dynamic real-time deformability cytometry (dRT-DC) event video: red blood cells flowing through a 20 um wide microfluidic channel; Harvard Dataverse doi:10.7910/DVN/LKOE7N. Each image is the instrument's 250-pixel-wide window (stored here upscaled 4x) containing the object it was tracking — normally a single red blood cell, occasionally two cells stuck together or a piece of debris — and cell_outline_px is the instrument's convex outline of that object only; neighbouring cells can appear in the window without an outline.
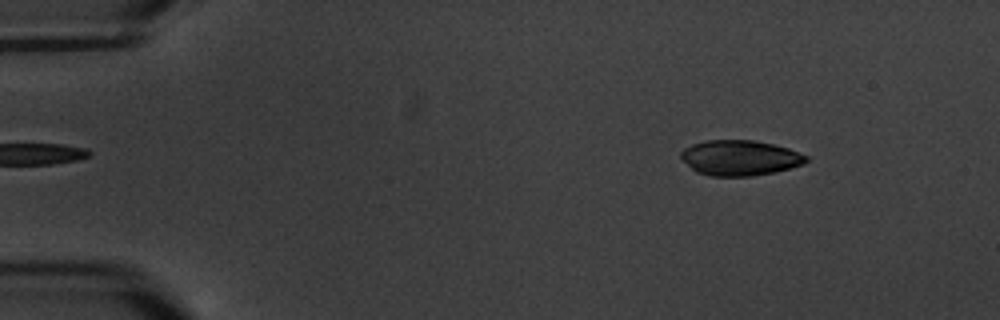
{"species": "common noctule bat (a hibernating species)", "species_latin": "Nyctalus noctula", "temperature_condition": "warm", "stored_images_in_passage": 6, "camera_frame_rate_fps": 3000, "um_per_image_px": 0.085, "animal": {"sex": "male", "body_mass_g": 20.1, "forearm_length_mm": 53.5}, "frame": {"image": 1, "passage_image": 2, "time_ms": 1.333, "image_size_px": [1000, 320], "cell_outline_px": [[808, 160], [804, 164], [772, 172], [752, 176], [708, 176], [696, 172], [680, 156], [680, 152], [684, 148], [692, 144], [708, 140], [752, 140], [772, 144], [788, 148], [808, 156]], "centroid_in_image_um": [62.88, 13.42], "position_along_channel_um": 22.1, "area_um2": 25.61}}
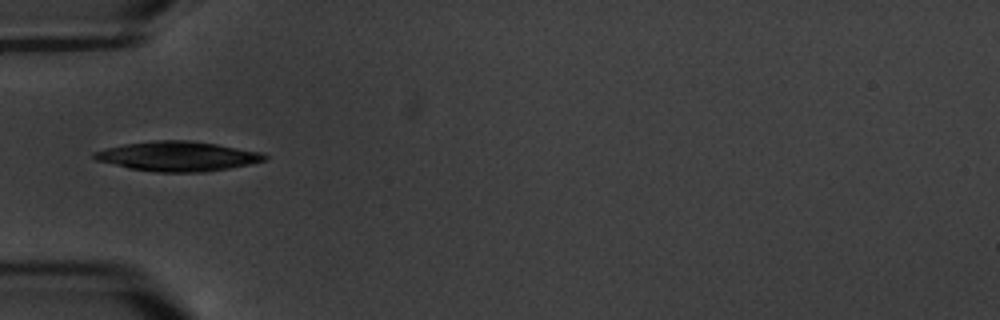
{"frame": {"image": 2, "passage_image": 5, "time_ms": 5.333, "image_size_px": [1000, 320], "cell_outline_px": [[268, 160], [228, 168], [204, 172], [156, 172], [128, 168], [96, 160], [92, 156], [92, 152], [104, 148], [124, 144], [152, 140], [188, 140], [216, 144], [264, 152], [268, 156]], "centroid_in_image_um": [15.1, 13.28], "position_along_channel_um": 69.9, "area_um2": 29.65}}